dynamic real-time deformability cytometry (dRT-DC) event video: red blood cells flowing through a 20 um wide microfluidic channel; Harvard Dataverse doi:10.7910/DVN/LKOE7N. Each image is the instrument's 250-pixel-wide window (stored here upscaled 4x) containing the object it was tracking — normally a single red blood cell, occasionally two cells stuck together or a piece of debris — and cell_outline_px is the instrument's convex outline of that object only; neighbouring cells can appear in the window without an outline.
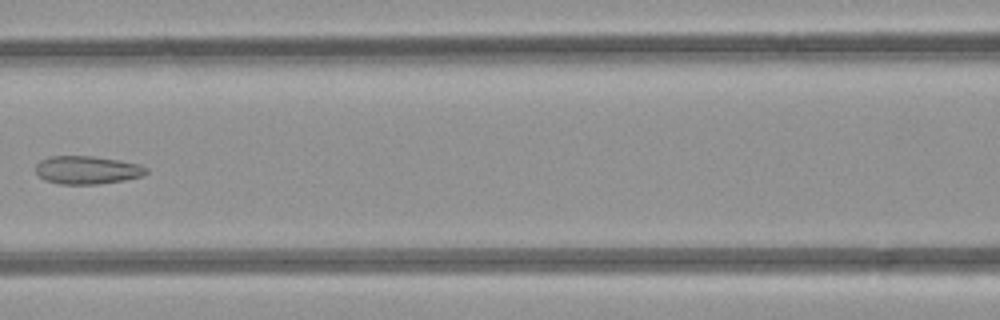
{"species": "common noctule bat (a hibernating species)", "species_latin": "Nyctalus noctula", "temperature_condition": "room temperature", "stored_images_in_passage": 7, "camera_frame_rate_fps": 3000, "um_per_image_px": 0.085, "animal": {"sex": "female", "body_mass_g": 21.9}, "frame": {"image": 1, "passage_image": 5, "time_ms": 4.667, "image_size_px": [1000, 320], "cell_outline_px": [[148, 172], [140, 176], [124, 180], [96, 184], [60, 184], [44, 180], [36, 172], [36, 164], [40, 160], [48, 156], [92, 156], [120, 160], [140, 164], [148, 168]], "centroid_in_image_um": [7.4, 14.44], "position_along_channel_um": 159.2, "area_um2": 18.15}}
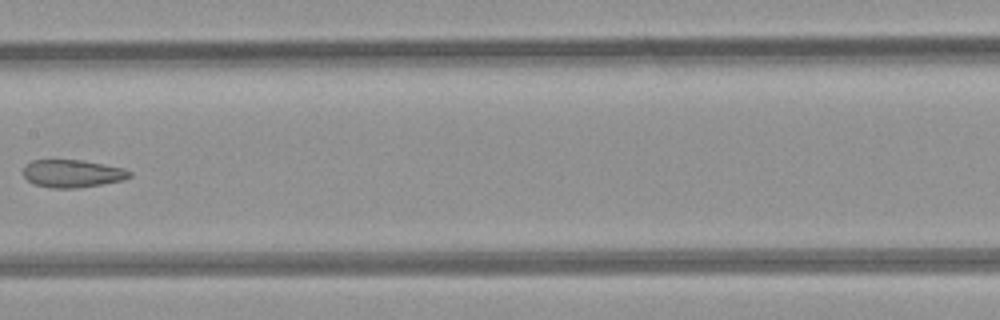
{"frame": {"image": 2, "passage_image": 6, "time_ms": 5.667, "image_size_px": [1000, 320], "cell_outline_px": [[132, 176], [124, 180], [76, 188], [52, 188], [36, 184], [28, 180], [24, 176], [24, 168], [32, 160], [84, 160], [124, 168], [132, 172]], "centroid_in_image_um": [6.2, 14.74], "position_along_channel_um": 201.2, "area_um2": 17.05}}
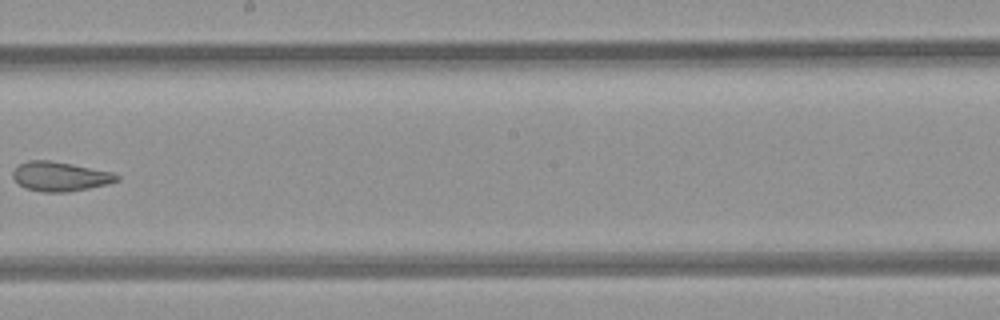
{"frame": {"image": 3, "passage_image": 7, "time_ms": 6.667, "image_size_px": [1000, 320], "cell_outline_px": [[120, 180], [108, 184], [68, 192], [44, 192], [24, 188], [12, 176], [12, 172], [20, 164], [28, 160], [48, 160], [72, 164], [112, 172], [120, 176]], "centroid_in_image_um": [5.12, 15.0], "position_along_channel_um": 243.1, "area_um2": 17.74}}